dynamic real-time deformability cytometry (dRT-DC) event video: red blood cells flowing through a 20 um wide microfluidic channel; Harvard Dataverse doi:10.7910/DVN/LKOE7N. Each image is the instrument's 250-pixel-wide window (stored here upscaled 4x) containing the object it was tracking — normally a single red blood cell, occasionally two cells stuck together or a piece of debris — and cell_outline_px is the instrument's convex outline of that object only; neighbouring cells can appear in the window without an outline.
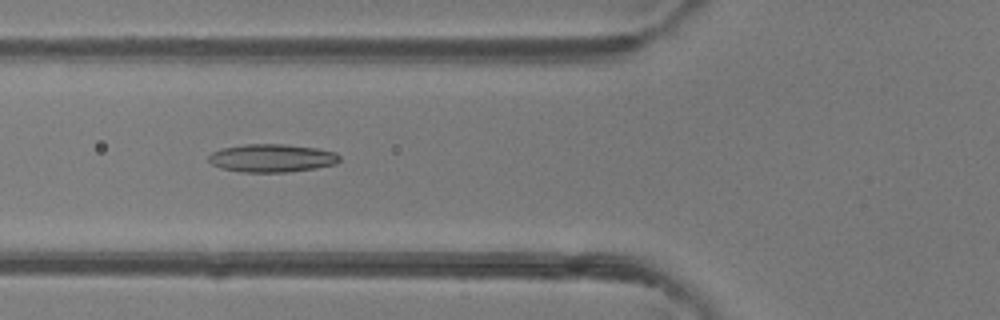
{"species": "common noctule bat (a hibernating species)", "species_latin": "Nyctalus noctula", "temperature_condition": "room temperature", "stored_images_in_passage": 48, "camera_frame_rate_fps": 3000, "um_per_image_px": 0.085, "animal": {"sex": "female"}, "frame": {"image": 1, "passage_image": 17, "time_ms": 5.333, "image_size_px": [1000, 320], "cell_outline_px": [[340, 160], [336, 164], [316, 168], [288, 172], [240, 172], [220, 168], [212, 164], [208, 160], [208, 156], [212, 152], [220, 148], [244, 144], [284, 144], [316, 148], [336, 152], [340, 156]], "centroid_in_image_um": [23.09, 13.44], "position_along_channel_um": 102.7, "area_um2": 21.62}}
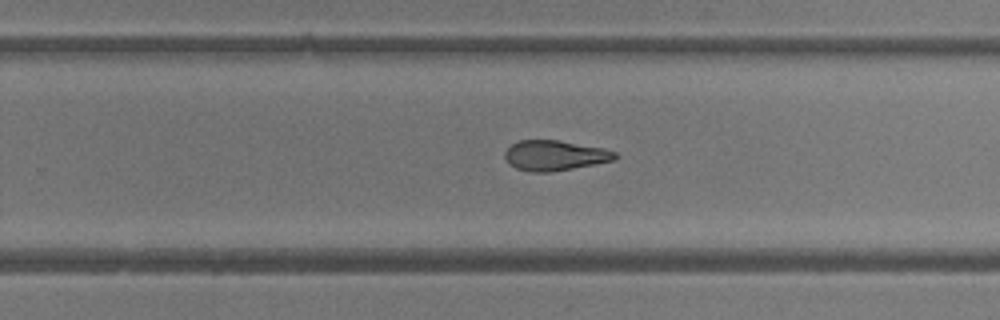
{"frame": {"image": 2, "passage_image": 30, "time_ms": 9.667, "image_size_px": [1000, 320], "cell_outline_px": [[616, 160], [572, 168], [548, 172], [532, 172], [516, 168], [508, 164], [504, 156], [504, 152], [512, 144], [520, 140], [556, 140], [604, 148], [616, 152]], "centroid_in_image_um": [47.13, 13.21], "position_along_channel_um": 282.7, "area_um2": 19.25}}
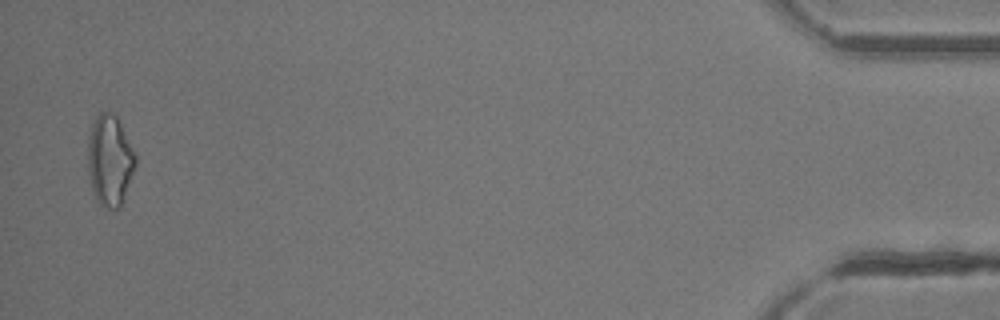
{"frame": {"image": 3, "passage_image": 47, "time_ms": 15.333, "image_size_px": [1000, 320], "cell_outline_px": [[136, 164], [120, 208], [108, 208], [100, 204], [96, 200], [92, 188], [88, 168], [88, 136], [92, 124], [96, 116], [100, 112], [112, 112], [116, 116], [136, 156]], "centroid_in_image_um": [9.32, 13.63], "position_along_channel_um": 425.9, "area_um2": 24.85}, "authors_computed_cell_mechanics": {"area_um2": 21.0681, "velocity_mm_per_s": 4.1583, "shape_relaxation_time_tau1_ms": 7.1187, "shape_relaxation_time_tau2_ms": 4.7151, "deformation_change_tau1": 0.1601, "deformation_change_tau2": 0.1552}}